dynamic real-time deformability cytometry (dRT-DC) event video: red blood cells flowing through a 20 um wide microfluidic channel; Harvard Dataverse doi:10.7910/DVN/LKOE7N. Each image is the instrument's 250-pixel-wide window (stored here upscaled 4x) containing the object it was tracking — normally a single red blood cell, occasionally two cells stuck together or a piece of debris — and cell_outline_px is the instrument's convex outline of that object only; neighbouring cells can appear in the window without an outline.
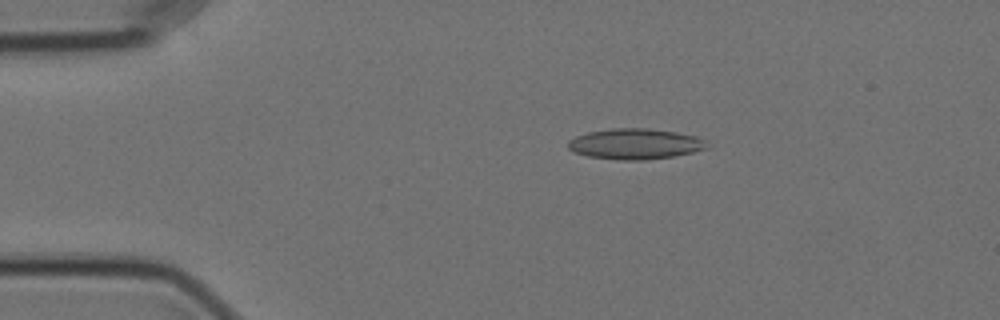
{"species": "Egyptian fruit bat (a non-hibernating species)", "species_latin": "Rousettus aegyptiacus", "temperature_condition": "cold", "stored_images_in_passage": 15, "camera_frame_rate_fps": 3000, "um_per_image_px": 0.085, "animal": {"sex": "female"}, "frame": {"image": 1, "passage_image": 8, "time_ms": 2.333, "image_size_px": [1000, 320], "cell_outline_px": [[708, 148], [692, 152], [672, 156], [644, 160], [620, 160], [588, 156], [576, 152], [568, 148], [568, 140], [576, 136], [588, 132], [612, 128], [648, 128], [676, 132], [696, 136], [704, 140]], "centroid_in_image_um": [53.97, 12.22], "position_along_channel_um": 31.0, "area_um2": 24.62}}